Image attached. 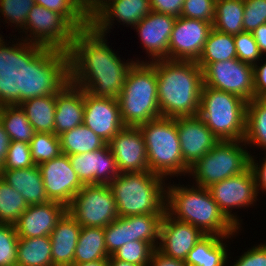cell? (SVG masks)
Here are the masks:
<instances>
[{
    "instance_id": "obj_55",
    "label": "cell",
    "mask_w": 266,
    "mask_h": 266,
    "mask_svg": "<svg viewBox=\"0 0 266 266\" xmlns=\"http://www.w3.org/2000/svg\"><path fill=\"white\" fill-rule=\"evenodd\" d=\"M109 0H89V19Z\"/></svg>"
},
{
    "instance_id": "obj_16",
    "label": "cell",
    "mask_w": 266,
    "mask_h": 266,
    "mask_svg": "<svg viewBox=\"0 0 266 266\" xmlns=\"http://www.w3.org/2000/svg\"><path fill=\"white\" fill-rule=\"evenodd\" d=\"M38 166L48 199L67 207L84 186L73 170L69 156L61 153Z\"/></svg>"
},
{
    "instance_id": "obj_27",
    "label": "cell",
    "mask_w": 266,
    "mask_h": 266,
    "mask_svg": "<svg viewBox=\"0 0 266 266\" xmlns=\"http://www.w3.org/2000/svg\"><path fill=\"white\" fill-rule=\"evenodd\" d=\"M0 177L19 192L28 205L50 201L38 165L22 169L0 170Z\"/></svg>"
},
{
    "instance_id": "obj_37",
    "label": "cell",
    "mask_w": 266,
    "mask_h": 266,
    "mask_svg": "<svg viewBox=\"0 0 266 266\" xmlns=\"http://www.w3.org/2000/svg\"><path fill=\"white\" fill-rule=\"evenodd\" d=\"M34 2L61 14L76 30L90 25V19L75 0H34Z\"/></svg>"
},
{
    "instance_id": "obj_26",
    "label": "cell",
    "mask_w": 266,
    "mask_h": 266,
    "mask_svg": "<svg viewBox=\"0 0 266 266\" xmlns=\"http://www.w3.org/2000/svg\"><path fill=\"white\" fill-rule=\"evenodd\" d=\"M82 227L66 211L50 234L51 258L54 266H71Z\"/></svg>"
},
{
    "instance_id": "obj_36",
    "label": "cell",
    "mask_w": 266,
    "mask_h": 266,
    "mask_svg": "<svg viewBox=\"0 0 266 266\" xmlns=\"http://www.w3.org/2000/svg\"><path fill=\"white\" fill-rule=\"evenodd\" d=\"M28 206L21 194L0 177V223L14 225Z\"/></svg>"
},
{
    "instance_id": "obj_46",
    "label": "cell",
    "mask_w": 266,
    "mask_h": 266,
    "mask_svg": "<svg viewBox=\"0 0 266 266\" xmlns=\"http://www.w3.org/2000/svg\"><path fill=\"white\" fill-rule=\"evenodd\" d=\"M238 257L232 266H266V242L251 246Z\"/></svg>"
},
{
    "instance_id": "obj_19",
    "label": "cell",
    "mask_w": 266,
    "mask_h": 266,
    "mask_svg": "<svg viewBox=\"0 0 266 266\" xmlns=\"http://www.w3.org/2000/svg\"><path fill=\"white\" fill-rule=\"evenodd\" d=\"M73 170L83 185H109L120 173L109 144L95 151L68 155Z\"/></svg>"
},
{
    "instance_id": "obj_38",
    "label": "cell",
    "mask_w": 266,
    "mask_h": 266,
    "mask_svg": "<svg viewBox=\"0 0 266 266\" xmlns=\"http://www.w3.org/2000/svg\"><path fill=\"white\" fill-rule=\"evenodd\" d=\"M29 144L35 165L50 161L61 154L60 138L55 134L35 132Z\"/></svg>"
},
{
    "instance_id": "obj_4",
    "label": "cell",
    "mask_w": 266,
    "mask_h": 266,
    "mask_svg": "<svg viewBox=\"0 0 266 266\" xmlns=\"http://www.w3.org/2000/svg\"><path fill=\"white\" fill-rule=\"evenodd\" d=\"M150 63L156 69L161 117L198 116L203 73L196 61L160 59Z\"/></svg>"
},
{
    "instance_id": "obj_24",
    "label": "cell",
    "mask_w": 266,
    "mask_h": 266,
    "mask_svg": "<svg viewBox=\"0 0 266 266\" xmlns=\"http://www.w3.org/2000/svg\"><path fill=\"white\" fill-rule=\"evenodd\" d=\"M204 236L199 228L176 220L165 212L160 225L157 249L169 257L185 261L189 251Z\"/></svg>"
},
{
    "instance_id": "obj_44",
    "label": "cell",
    "mask_w": 266,
    "mask_h": 266,
    "mask_svg": "<svg viewBox=\"0 0 266 266\" xmlns=\"http://www.w3.org/2000/svg\"><path fill=\"white\" fill-rule=\"evenodd\" d=\"M215 9L216 0H184L180 16L213 23Z\"/></svg>"
},
{
    "instance_id": "obj_7",
    "label": "cell",
    "mask_w": 266,
    "mask_h": 266,
    "mask_svg": "<svg viewBox=\"0 0 266 266\" xmlns=\"http://www.w3.org/2000/svg\"><path fill=\"white\" fill-rule=\"evenodd\" d=\"M117 100L125 126L138 127L160 118L155 67L150 62H135Z\"/></svg>"
},
{
    "instance_id": "obj_51",
    "label": "cell",
    "mask_w": 266,
    "mask_h": 266,
    "mask_svg": "<svg viewBox=\"0 0 266 266\" xmlns=\"http://www.w3.org/2000/svg\"><path fill=\"white\" fill-rule=\"evenodd\" d=\"M149 266H188L183 260L175 259L163 254L155 248L151 255Z\"/></svg>"
},
{
    "instance_id": "obj_53",
    "label": "cell",
    "mask_w": 266,
    "mask_h": 266,
    "mask_svg": "<svg viewBox=\"0 0 266 266\" xmlns=\"http://www.w3.org/2000/svg\"><path fill=\"white\" fill-rule=\"evenodd\" d=\"M10 141L9 135L6 133L3 125L0 123V170L4 164Z\"/></svg>"
},
{
    "instance_id": "obj_17",
    "label": "cell",
    "mask_w": 266,
    "mask_h": 266,
    "mask_svg": "<svg viewBox=\"0 0 266 266\" xmlns=\"http://www.w3.org/2000/svg\"><path fill=\"white\" fill-rule=\"evenodd\" d=\"M84 90L56 67L55 135L83 124Z\"/></svg>"
},
{
    "instance_id": "obj_57",
    "label": "cell",
    "mask_w": 266,
    "mask_h": 266,
    "mask_svg": "<svg viewBox=\"0 0 266 266\" xmlns=\"http://www.w3.org/2000/svg\"><path fill=\"white\" fill-rule=\"evenodd\" d=\"M108 266H137L135 264H131L129 262L121 261L114 259L112 256L108 259Z\"/></svg>"
},
{
    "instance_id": "obj_13",
    "label": "cell",
    "mask_w": 266,
    "mask_h": 266,
    "mask_svg": "<svg viewBox=\"0 0 266 266\" xmlns=\"http://www.w3.org/2000/svg\"><path fill=\"white\" fill-rule=\"evenodd\" d=\"M164 214H142L117 217L104 228L107 253L111 256L124 244L145 241L158 247L160 225Z\"/></svg>"
},
{
    "instance_id": "obj_47",
    "label": "cell",
    "mask_w": 266,
    "mask_h": 266,
    "mask_svg": "<svg viewBox=\"0 0 266 266\" xmlns=\"http://www.w3.org/2000/svg\"><path fill=\"white\" fill-rule=\"evenodd\" d=\"M152 11L173 15H181L184 0H150Z\"/></svg>"
},
{
    "instance_id": "obj_43",
    "label": "cell",
    "mask_w": 266,
    "mask_h": 266,
    "mask_svg": "<svg viewBox=\"0 0 266 266\" xmlns=\"http://www.w3.org/2000/svg\"><path fill=\"white\" fill-rule=\"evenodd\" d=\"M237 58L245 63L254 65L261 61L263 56L251 32H242L234 35Z\"/></svg>"
},
{
    "instance_id": "obj_1",
    "label": "cell",
    "mask_w": 266,
    "mask_h": 266,
    "mask_svg": "<svg viewBox=\"0 0 266 266\" xmlns=\"http://www.w3.org/2000/svg\"><path fill=\"white\" fill-rule=\"evenodd\" d=\"M106 37L91 25L77 30L69 50L54 65L94 97L117 99L129 69L145 60H121Z\"/></svg>"
},
{
    "instance_id": "obj_40",
    "label": "cell",
    "mask_w": 266,
    "mask_h": 266,
    "mask_svg": "<svg viewBox=\"0 0 266 266\" xmlns=\"http://www.w3.org/2000/svg\"><path fill=\"white\" fill-rule=\"evenodd\" d=\"M155 248L145 241H131L124 244L111 256L114 259L129 262L137 266H149Z\"/></svg>"
},
{
    "instance_id": "obj_42",
    "label": "cell",
    "mask_w": 266,
    "mask_h": 266,
    "mask_svg": "<svg viewBox=\"0 0 266 266\" xmlns=\"http://www.w3.org/2000/svg\"><path fill=\"white\" fill-rule=\"evenodd\" d=\"M30 144L21 141H10L6 158L1 170L22 169L34 166Z\"/></svg>"
},
{
    "instance_id": "obj_32",
    "label": "cell",
    "mask_w": 266,
    "mask_h": 266,
    "mask_svg": "<svg viewBox=\"0 0 266 266\" xmlns=\"http://www.w3.org/2000/svg\"><path fill=\"white\" fill-rule=\"evenodd\" d=\"M244 142L248 147L256 146L266 151V98L247 102Z\"/></svg>"
},
{
    "instance_id": "obj_58",
    "label": "cell",
    "mask_w": 266,
    "mask_h": 266,
    "mask_svg": "<svg viewBox=\"0 0 266 266\" xmlns=\"http://www.w3.org/2000/svg\"><path fill=\"white\" fill-rule=\"evenodd\" d=\"M89 18V0H75Z\"/></svg>"
},
{
    "instance_id": "obj_29",
    "label": "cell",
    "mask_w": 266,
    "mask_h": 266,
    "mask_svg": "<svg viewBox=\"0 0 266 266\" xmlns=\"http://www.w3.org/2000/svg\"><path fill=\"white\" fill-rule=\"evenodd\" d=\"M236 235L237 233L230 237L205 235L189 251L184 262L188 266H226L230 255L226 239L231 240Z\"/></svg>"
},
{
    "instance_id": "obj_12",
    "label": "cell",
    "mask_w": 266,
    "mask_h": 266,
    "mask_svg": "<svg viewBox=\"0 0 266 266\" xmlns=\"http://www.w3.org/2000/svg\"><path fill=\"white\" fill-rule=\"evenodd\" d=\"M207 189L225 217L238 230H242L243 219L240 220L232 210L251 208L258 201L259 193L252 168L249 167L243 173L214 183Z\"/></svg>"
},
{
    "instance_id": "obj_54",
    "label": "cell",
    "mask_w": 266,
    "mask_h": 266,
    "mask_svg": "<svg viewBox=\"0 0 266 266\" xmlns=\"http://www.w3.org/2000/svg\"><path fill=\"white\" fill-rule=\"evenodd\" d=\"M13 71L0 59V91H5L9 76Z\"/></svg>"
},
{
    "instance_id": "obj_11",
    "label": "cell",
    "mask_w": 266,
    "mask_h": 266,
    "mask_svg": "<svg viewBox=\"0 0 266 266\" xmlns=\"http://www.w3.org/2000/svg\"><path fill=\"white\" fill-rule=\"evenodd\" d=\"M81 227L105 228L118 217L117 204L109 185H84L67 206Z\"/></svg>"
},
{
    "instance_id": "obj_2",
    "label": "cell",
    "mask_w": 266,
    "mask_h": 266,
    "mask_svg": "<svg viewBox=\"0 0 266 266\" xmlns=\"http://www.w3.org/2000/svg\"><path fill=\"white\" fill-rule=\"evenodd\" d=\"M76 32L61 14L35 4L21 32L25 38H13L19 42L10 46L22 64L54 65L69 50Z\"/></svg>"
},
{
    "instance_id": "obj_56",
    "label": "cell",
    "mask_w": 266,
    "mask_h": 266,
    "mask_svg": "<svg viewBox=\"0 0 266 266\" xmlns=\"http://www.w3.org/2000/svg\"><path fill=\"white\" fill-rule=\"evenodd\" d=\"M71 266H108V259H100L93 262L74 263Z\"/></svg>"
},
{
    "instance_id": "obj_20",
    "label": "cell",
    "mask_w": 266,
    "mask_h": 266,
    "mask_svg": "<svg viewBox=\"0 0 266 266\" xmlns=\"http://www.w3.org/2000/svg\"><path fill=\"white\" fill-rule=\"evenodd\" d=\"M176 18L173 15L151 11L134 26L146 55L150 57L145 62L169 59V41Z\"/></svg>"
},
{
    "instance_id": "obj_48",
    "label": "cell",
    "mask_w": 266,
    "mask_h": 266,
    "mask_svg": "<svg viewBox=\"0 0 266 266\" xmlns=\"http://www.w3.org/2000/svg\"><path fill=\"white\" fill-rule=\"evenodd\" d=\"M254 98H266V61L253 65Z\"/></svg>"
},
{
    "instance_id": "obj_50",
    "label": "cell",
    "mask_w": 266,
    "mask_h": 266,
    "mask_svg": "<svg viewBox=\"0 0 266 266\" xmlns=\"http://www.w3.org/2000/svg\"><path fill=\"white\" fill-rule=\"evenodd\" d=\"M11 42H5L4 37L0 34V59L12 70H18L23 64L18 60V58L13 54Z\"/></svg>"
},
{
    "instance_id": "obj_5",
    "label": "cell",
    "mask_w": 266,
    "mask_h": 266,
    "mask_svg": "<svg viewBox=\"0 0 266 266\" xmlns=\"http://www.w3.org/2000/svg\"><path fill=\"white\" fill-rule=\"evenodd\" d=\"M167 185L166 212L176 220L199 228L205 235L230 237L241 232L220 211L207 188L180 182Z\"/></svg>"
},
{
    "instance_id": "obj_22",
    "label": "cell",
    "mask_w": 266,
    "mask_h": 266,
    "mask_svg": "<svg viewBox=\"0 0 266 266\" xmlns=\"http://www.w3.org/2000/svg\"><path fill=\"white\" fill-rule=\"evenodd\" d=\"M151 11L150 0H109L90 18V25L107 36L115 20L134 28Z\"/></svg>"
},
{
    "instance_id": "obj_33",
    "label": "cell",
    "mask_w": 266,
    "mask_h": 266,
    "mask_svg": "<svg viewBox=\"0 0 266 266\" xmlns=\"http://www.w3.org/2000/svg\"><path fill=\"white\" fill-rule=\"evenodd\" d=\"M16 266H54L50 236L19 238Z\"/></svg>"
},
{
    "instance_id": "obj_34",
    "label": "cell",
    "mask_w": 266,
    "mask_h": 266,
    "mask_svg": "<svg viewBox=\"0 0 266 266\" xmlns=\"http://www.w3.org/2000/svg\"><path fill=\"white\" fill-rule=\"evenodd\" d=\"M61 153L65 155L81 154L102 148L106 142L86 125L81 124L59 135Z\"/></svg>"
},
{
    "instance_id": "obj_6",
    "label": "cell",
    "mask_w": 266,
    "mask_h": 266,
    "mask_svg": "<svg viewBox=\"0 0 266 266\" xmlns=\"http://www.w3.org/2000/svg\"><path fill=\"white\" fill-rule=\"evenodd\" d=\"M167 181L150 171L120 173L111 181L119 217L166 212Z\"/></svg>"
},
{
    "instance_id": "obj_18",
    "label": "cell",
    "mask_w": 266,
    "mask_h": 266,
    "mask_svg": "<svg viewBox=\"0 0 266 266\" xmlns=\"http://www.w3.org/2000/svg\"><path fill=\"white\" fill-rule=\"evenodd\" d=\"M83 124L108 144L125 127L118 100L94 97L84 91Z\"/></svg>"
},
{
    "instance_id": "obj_21",
    "label": "cell",
    "mask_w": 266,
    "mask_h": 266,
    "mask_svg": "<svg viewBox=\"0 0 266 266\" xmlns=\"http://www.w3.org/2000/svg\"><path fill=\"white\" fill-rule=\"evenodd\" d=\"M108 144L119 173L149 171L146 145L138 127L125 126Z\"/></svg>"
},
{
    "instance_id": "obj_25",
    "label": "cell",
    "mask_w": 266,
    "mask_h": 266,
    "mask_svg": "<svg viewBox=\"0 0 266 266\" xmlns=\"http://www.w3.org/2000/svg\"><path fill=\"white\" fill-rule=\"evenodd\" d=\"M66 211L67 207L64 204L55 201L29 205L14 224L18 237L50 236Z\"/></svg>"
},
{
    "instance_id": "obj_23",
    "label": "cell",
    "mask_w": 266,
    "mask_h": 266,
    "mask_svg": "<svg viewBox=\"0 0 266 266\" xmlns=\"http://www.w3.org/2000/svg\"><path fill=\"white\" fill-rule=\"evenodd\" d=\"M176 126L182 158L189 167L204 157L220 141L199 116L178 117Z\"/></svg>"
},
{
    "instance_id": "obj_30",
    "label": "cell",
    "mask_w": 266,
    "mask_h": 266,
    "mask_svg": "<svg viewBox=\"0 0 266 266\" xmlns=\"http://www.w3.org/2000/svg\"><path fill=\"white\" fill-rule=\"evenodd\" d=\"M235 58H237V52L234 35L212 28L196 63L203 70L210 63Z\"/></svg>"
},
{
    "instance_id": "obj_49",
    "label": "cell",
    "mask_w": 266,
    "mask_h": 266,
    "mask_svg": "<svg viewBox=\"0 0 266 266\" xmlns=\"http://www.w3.org/2000/svg\"><path fill=\"white\" fill-rule=\"evenodd\" d=\"M263 154L265 156L262 159V161L259 160V163L258 160H256L255 155L253 154L250 155V167L254 172L259 194L260 191H262V193L264 192L266 193V153Z\"/></svg>"
},
{
    "instance_id": "obj_31",
    "label": "cell",
    "mask_w": 266,
    "mask_h": 266,
    "mask_svg": "<svg viewBox=\"0 0 266 266\" xmlns=\"http://www.w3.org/2000/svg\"><path fill=\"white\" fill-rule=\"evenodd\" d=\"M103 227H82L75 248L74 263L109 259Z\"/></svg>"
},
{
    "instance_id": "obj_45",
    "label": "cell",
    "mask_w": 266,
    "mask_h": 266,
    "mask_svg": "<svg viewBox=\"0 0 266 266\" xmlns=\"http://www.w3.org/2000/svg\"><path fill=\"white\" fill-rule=\"evenodd\" d=\"M266 23V0H244V32H252Z\"/></svg>"
},
{
    "instance_id": "obj_41",
    "label": "cell",
    "mask_w": 266,
    "mask_h": 266,
    "mask_svg": "<svg viewBox=\"0 0 266 266\" xmlns=\"http://www.w3.org/2000/svg\"><path fill=\"white\" fill-rule=\"evenodd\" d=\"M18 240L13 224L0 223V266H16Z\"/></svg>"
},
{
    "instance_id": "obj_28",
    "label": "cell",
    "mask_w": 266,
    "mask_h": 266,
    "mask_svg": "<svg viewBox=\"0 0 266 266\" xmlns=\"http://www.w3.org/2000/svg\"><path fill=\"white\" fill-rule=\"evenodd\" d=\"M0 123L11 141L30 143L34 137L24 110L6 91H0Z\"/></svg>"
},
{
    "instance_id": "obj_3",
    "label": "cell",
    "mask_w": 266,
    "mask_h": 266,
    "mask_svg": "<svg viewBox=\"0 0 266 266\" xmlns=\"http://www.w3.org/2000/svg\"><path fill=\"white\" fill-rule=\"evenodd\" d=\"M5 91L24 110L35 132L55 134V65L23 64L10 74Z\"/></svg>"
},
{
    "instance_id": "obj_15",
    "label": "cell",
    "mask_w": 266,
    "mask_h": 266,
    "mask_svg": "<svg viewBox=\"0 0 266 266\" xmlns=\"http://www.w3.org/2000/svg\"><path fill=\"white\" fill-rule=\"evenodd\" d=\"M213 23L177 17L169 41V60L197 61Z\"/></svg>"
},
{
    "instance_id": "obj_39",
    "label": "cell",
    "mask_w": 266,
    "mask_h": 266,
    "mask_svg": "<svg viewBox=\"0 0 266 266\" xmlns=\"http://www.w3.org/2000/svg\"><path fill=\"white\" fill-rule=\"evenodd\" d=\"M34 5V0H0V13L4 16V22L8 23V26L12 23L11 27L20 30L18 31L20 34Z\"/></svg>"
},
{
    "instance_id": "obj_9",
    "label": "cell",
    "mask_w": 266,
    "mask_h": 266,
    "mask_svg": "<svg viewBox=\"0 0 266 266\" xmlns=\"http://www.w3.org/2000/svg\"><path fill=\"white\" fill-rule=\"evenodd\" d=\"M247 101L203 85L198 116L220 141L244 140Z\"/></svg>"
},
{
    "instance_id": "obj_35",
    "label": "cell",
    "mask_w": 266,
    "mask_h": 266,
    "mask_svg": "<svg viewBox=\"0 0 266 266\" xmlns=\"http://www.w3.org/2000/svg\"><path fill=\"white\" fill-rule=\"evenodd\" d=\"M244 0H216L213 28L229 35L244 32Z\"/></svg>"
},
{
    "instance_id": "obj_52",
    "label": "cell",
    "mask_w": 266,
    "mask_h": 266,
    "mask_svg": "<svg viewBox=\"0 0 266 266\" xmlns=\"http://www.w3.org/2000/svg\"><path fill=\"white\" fill-rule=\"evenodd\" d=\"M252 35L259 47V50L263 55L266 54V23L258 26L252 32Z\"/></svg>"
},
{
    "instance_id": "obj_8",
    "label": "cell",
    "mask_w": 266,
    "mask_h": 266,
    "mask_svg": "<svg viewBox=\"0 0 266 266\" xmlns=\"http://www.w3.org/2000/svg\"><path fill=\"white\" fill-rule=\"evenodd\" d=\"M138 128L144 137L150 172L165 180L189 174L190 167L182 158L176 118L160 117Z\"/></svg>"
},
{
    "instance_id": "obj_14",
    "label": "cell",
    "mask_w": 266,
    "mask_h": 266,
    "mask_svg": "<svg viewBox=\"0 0 266 266\" xmlns=\"http://www.w3.org/2000/svg\"><path fill=\"white\" fill-rule=\"evenodd\" d=\"M202 73L203 85L232 93L247 102L254 99L253 65L235 58L210 63Z\"/></svg>"
},
{
    "instance_id": "obj_10",
    "label": "cell",
    "mask_w": 266,
    "mask_h": 266,
    "mask_svg": "<svg viewBox=\"0 0 266 266\" xmlns=\"http://www.w3.org/2000/svg\"><path fill=\"white\" fill-rule=\"evenodd\" d=\"M246 147L244 140L219 141L190 167L188 177H193V184L196 186L208 188L214 183L243 173L250 167L251 153Z\"/></svg>"
}]
</instances>
